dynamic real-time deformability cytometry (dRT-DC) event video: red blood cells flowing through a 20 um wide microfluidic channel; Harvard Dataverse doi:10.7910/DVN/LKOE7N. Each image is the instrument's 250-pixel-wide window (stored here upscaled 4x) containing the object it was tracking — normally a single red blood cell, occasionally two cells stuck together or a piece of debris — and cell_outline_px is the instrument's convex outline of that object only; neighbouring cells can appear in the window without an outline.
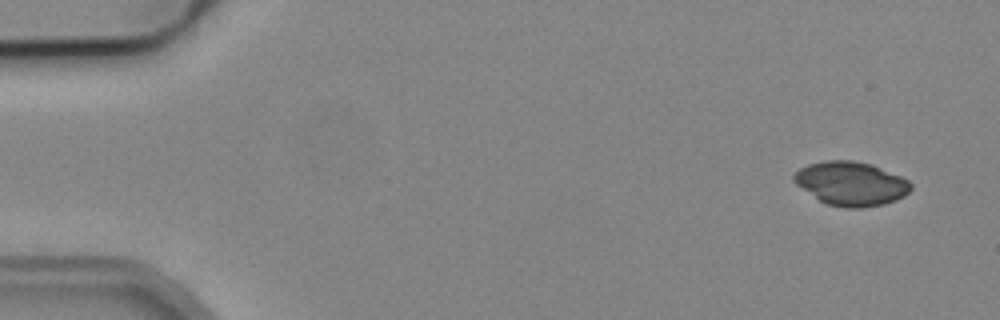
{"species": "common noctule bat (a hibernating species)", "species_latin": "Nyctalus noctula", "temperature_condition": "cold", "stored_images_in_passage": 3, "camera_frame_rate_fps": 3000, "um_per_image_px": 0.085, "animal": {"sex": "male", "body_mass_g": 19.2, "forearm_length_mm": 51.8}, "frame": {"image": 1, "passage_image": 1, "time_ms": 0.0, "image_size_px": [1000, 320], "cell_outline_px": [[912, 188], [904, 196], [896, 200], [884, 204], [860, 208], [848, 208], [828, 204], [820, 200], [796, 184], [792, 180], [792, 176], [800, 168], [808, 164], [828, 160], [852, 160], [872, 164], [900, 176], [908, 180], [912, 184]], "centroid_in_image_um": [72.35, 15.6], "position_along_channel_um": 12.7, "area_um2": 29.77}}